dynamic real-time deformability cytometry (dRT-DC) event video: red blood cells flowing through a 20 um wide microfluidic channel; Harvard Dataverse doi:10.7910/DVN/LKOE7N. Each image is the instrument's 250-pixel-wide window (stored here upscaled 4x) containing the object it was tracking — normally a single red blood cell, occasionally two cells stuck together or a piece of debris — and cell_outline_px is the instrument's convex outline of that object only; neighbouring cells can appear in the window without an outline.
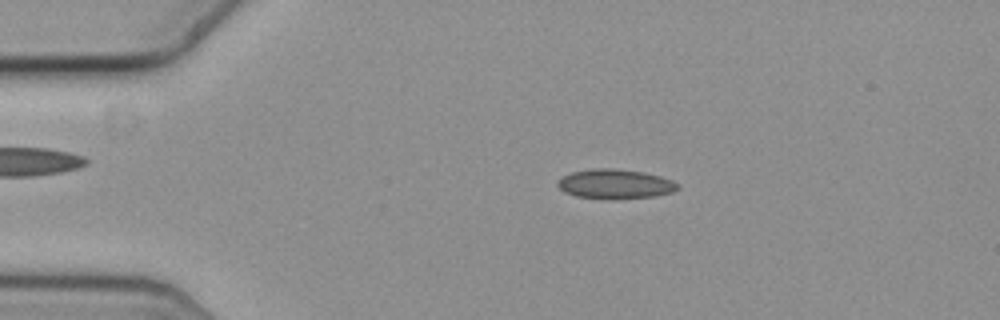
{"species": "common noctule bat (a hibernating species)", "species_latin": "Nyctalus noctula", "temperature_condition": "cold", "stored_images_in_passage": 52, "camera_frame_rate_fps": 3000, "um_per_image_px": 0.085, "animal": {"sex": "female", "body_mass_g": 19.3, "forearm_length_mm": 54.1}, "frame": {"image": 1, "passage_image": 7, "time_ms": 2.0, "image_size_px": [1000, 320], "cell_outline_px": [[680, 188], [672, 192], [656, 196], [612, 200], [604, 200], [576, 196], [564, 192], [556, 184], [564, 176], [572, 172], [592, 168], [612, 168], [644, 172], [660, 176], [672, 180], [680, 184]], "centroid_in_image_um": [52.32, 15.66], "position_along_channel_um": 32.7, "area_um2": 20.98}}
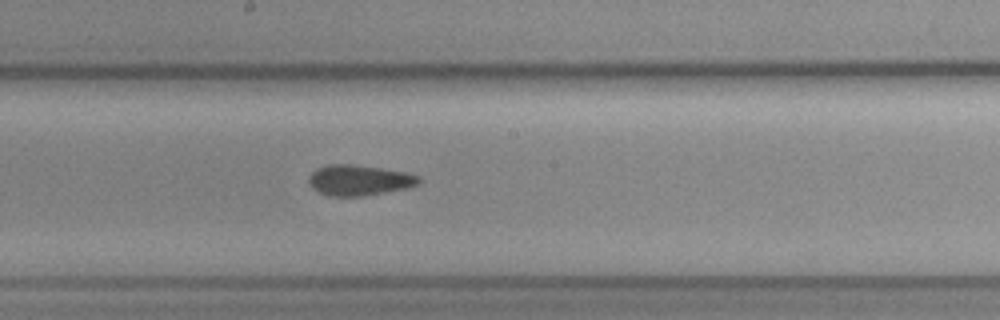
{"frame": {"image": 2, "passage_image": 26, "time_ms": 8.333, "image_size_px": [1000, 320], "cell_outline_px": [[424, 180], [420, 184], [408, 188], [364, 196], [328, 196], [312, 188], [308, 184], [308, 176], [316, 168], [328, 164], [352, 164], [380, 168], [404, 172], [420, 176]], "centroid_in_image_um": [30.54, 15.32], "position_along_channel_um": 217.7, "area_um2": 19.88}}
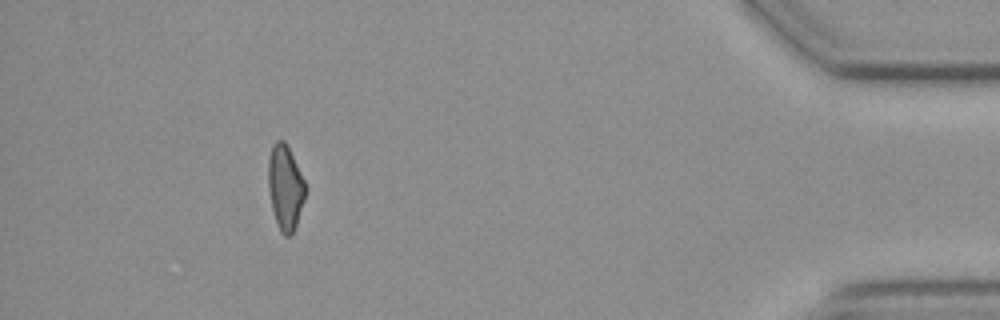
{"frame": {"image": 3, "passage_image": 47, "time_ms": 15.333, "image_size_px": [1000, 320], "cell_outline_px": [[304, 200], [292, 236], [284, 236], [280, 232], [272, 208], [268, 188], [268, 160], [272, 144], [276, 140], [284, 140], [304, 180]], "centroid_in_image_um": [24.22, 15.94], "position_along_channel_um": 411.0, "area_um2": 18.03}, "authors_computed_cell_mechanics": {"area_um2": 19.652, "velocity_mm_per_s": 3.6587, "shape_relaxation_time_tau1_ms": null, "shape_relaxation_time_tau2_ms": 3.1803, "deformation_change_tau1": null, "deformation_change_tau2": 0.0651}}